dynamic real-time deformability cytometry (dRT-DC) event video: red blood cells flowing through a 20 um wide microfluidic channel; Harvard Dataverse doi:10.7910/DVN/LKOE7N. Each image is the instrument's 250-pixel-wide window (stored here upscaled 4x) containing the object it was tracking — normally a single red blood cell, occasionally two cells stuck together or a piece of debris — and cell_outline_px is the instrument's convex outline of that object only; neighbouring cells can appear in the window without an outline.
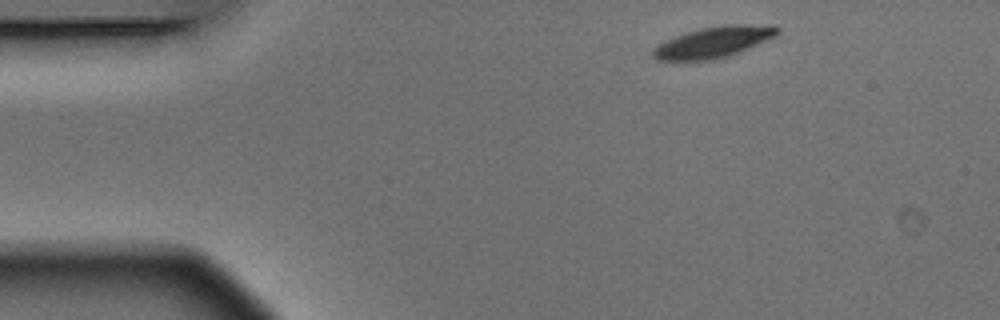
{"species": "Egyptian fruit bat (a non-hibernating species)", "species_latin": "Rousettus aegyptiacus", "temperature_condition": "warm", "stored_images_in_passage": 3, "camera_frame_rate_fps": 3000, "um_per_image_px": 0.085, "animal": {"sex": "male"}, "frame": {"image": 1, "passage_image": 1, "time_ms": 0.0, "image_size_px": [1000, 320], "cell_outline_px": [[780, 32], [776, 36], [740, 52], [728, 56], [712, 60], [656, 60], [652, 56], [652, 48], [676, 36], [688, 32], [704, 28], [724, 24], [776, 24], [780, 28]], "centroid_in_image_um": [60.74, 3.57], "position_along_channel_um": 24.3, "area_um2": 22.54}}